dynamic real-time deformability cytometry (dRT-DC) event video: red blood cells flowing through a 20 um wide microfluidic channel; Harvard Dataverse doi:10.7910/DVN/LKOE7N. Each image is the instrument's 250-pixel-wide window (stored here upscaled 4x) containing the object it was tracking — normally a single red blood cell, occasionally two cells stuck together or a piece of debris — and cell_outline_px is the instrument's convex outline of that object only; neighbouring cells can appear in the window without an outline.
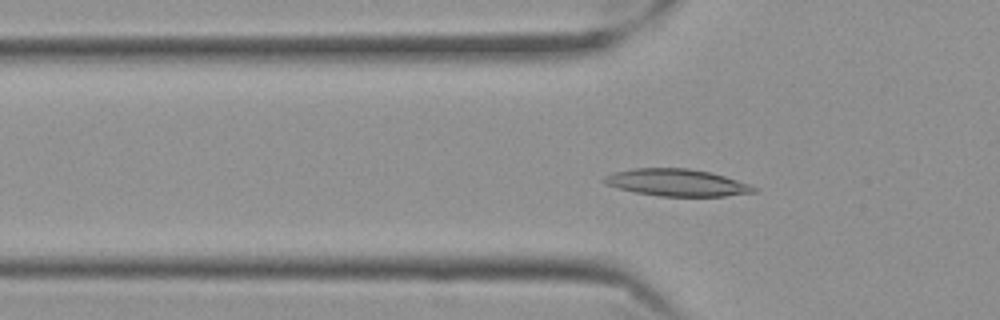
{"species": "Egyptian fruit bat (a non-hibernating species)", "species_latin": "Rousettus aegyptiacus", "temperature_condition": "cold", "stored_images_in_passage": 58, "camera_frame_rate_fps": 3000, "um_per_image_px": 0.085, "frame": {"image": 1, "passage_image": 19, "time_ms": 6.0, "image_size_px": [1000, 320], "cell_outline_px": [[756, 192], [724, 196], [660, 196], [636, 192], [604, 184], [604, 176], [616, 172], [632, 168], [688, 168], [712, 172], [748, 184], [756, 188]], "centroid_in_image_um": [57.53, 15.51], "position_along_channel_um": 68.3, "area_um2": 23.35}}
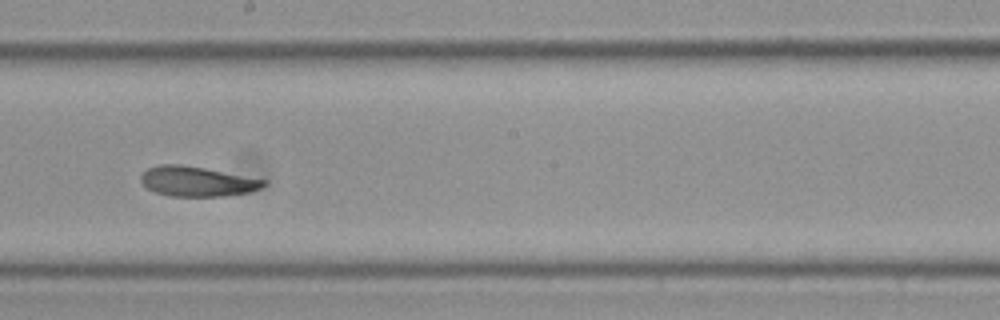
{"frame": {"image": 2, "passage_image": 33, "time_ms": 10.667, "image_size_px": [1000, 320], "cell_outline_px": [[268, 184], [260, 188], [248, 192], [224, 196], [168, 196], [156, 192], [148, 188], [140, 180], [140, 176], [148, 168], [160, 164], [180, 164], [204, 168], [264, 180]], "centroid_in_image_um": [16.72, 15.42], "position_along_channel_um": 231.5, "area_um2": 21.1}}
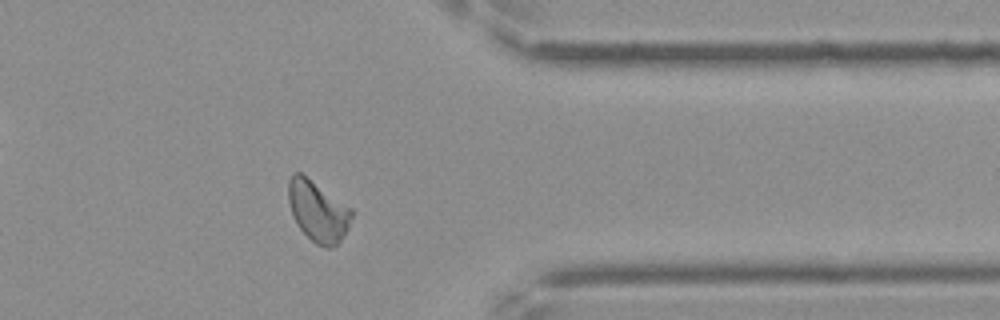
{"frame": {"image": 3, "passage_image": 47, "time_ms": 15.333, "image_size_px": [1000, 320], "cell_outline_px": [[352, 216], [348, 228], [344, 236], [332, 248], [328, 248], [316, 244], [300, 228], [292, 212], [288, 200], [288, 180], [292, 172], [300, 172], [352, 208]], "centroid_in_image_um": [27.02, 17.93], "position_along_channel_um": 384.4, "area_um2": 22.14}, "authors_computed_cell_mechanics": {"area_um2": 21.9929, "velocity_mm_per_s": 3.4995, "shape_relaxation_time_tau1_ms": 6.3742, "shape_relaxation_time_tau2_ms": 3.2757, "deformation_change_tau1": 0.1389, "deformation_change_tau2": 0.0871}}